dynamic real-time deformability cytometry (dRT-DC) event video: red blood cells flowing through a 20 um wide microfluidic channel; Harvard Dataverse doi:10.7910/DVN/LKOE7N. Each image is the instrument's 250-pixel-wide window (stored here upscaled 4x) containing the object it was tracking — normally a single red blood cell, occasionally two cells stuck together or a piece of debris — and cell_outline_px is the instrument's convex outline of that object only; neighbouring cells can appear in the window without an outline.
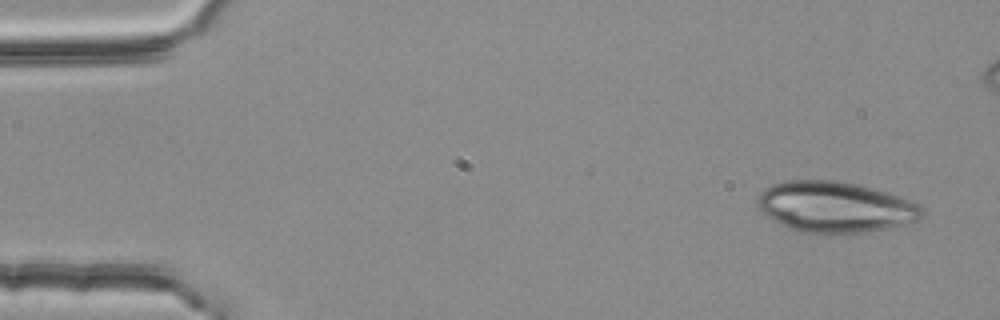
{"species": "common noctule bat (a hibernating species)", "species_latin": "Nyctalus noctula", "temperature_condition": "room temperature", "stored_images_in_passage": 3, "camera_frame_rate_fps": 3000, "um_per_image_px": 0.085, "animal": {"sex": "female", "body_mass_g": 25.1}, "frame": {"image": 1, "passage_image": 1, "time_ms": 0.0, "image_size_px": [1000, 320], "cell_outline_px": [[924, 212], [920, 220], [888, 228], [868, 232], [800, 232], [788, 228], [772, 220], [756, 204], [756, 196], [764, 188], [772, 184], [784, 180], [832, 180], [876, 188], [912, 200], [920, 204], [924, 208]], "centroid_in_image_um": [71.0, 17.57], "position_along_channel_um": 14.0, "area_um2": 48.96}}